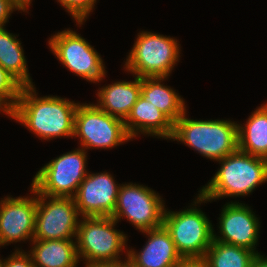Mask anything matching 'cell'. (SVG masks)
I'll return each instance as SVG.
<instances>
[{
    "label": "cell",
    "mask_w": 267,
    "mask_h": 267,
    "mask_svg": "<svg viewBox=\"0 0 267 267\" xmlns=\"http://www.w3.org/2000/svg\"><path fill=\"white\" fill-rule=\"evenodd\" d=\"M244 125L238 124V150L267 159V103L255 109Z\"/></svg>",
    "instance_id": "obj_20"
},
{
    "label": "cell",
    "mask_w": 267,
    "mask_h": 267,
    "mask_svg": "<svg viewBox=\"0 0 267 267\" xmlns=\"http://www.w3.org/2000/svg\"><path fill=\"white\" fill-rule=\"evenodd\" d=\"M82 219L75 240L78 258L87 262L85 267L121 262L120 252L127 251L125 247L127 236L114 229L118 222L112 217H82Z\"/></svg>",
    "instance_id": "obj_5"
},
{
    "label": "cell",
    "mask_w": 267,
    "mask_h": 267,
    "mask_svg": "<svg viewBox=\"0 0 267 267\" xmlns=\"http://www.w3.org/2000/svg\"><path fill=\"white\" fill-rule=\"evenodd\" d=\"M218 161L220 169L199 191L207 201L225 196H246L267 181L266 158L237 150Z\"/></svg>",
    "instance_id": "obj_2"
},
{
    "label": "cell",
    "mask_w": 267,
    "mask_h": 267,
    "mask_svg": "<svg viewBox=\"0 0 267 267\" xmlns=\"http://www.w3.org/2000/svg\"><path fill=\"white\" fill-rule=\"evenodd\" d=\"M0 66L22 86L33 85L21 42L4 27H0Z\"/></svg>",
    "instance_id": "obj_21"
},
{
    "label": "cell",
    "mask_w": 267,
    "mask_h": 267,
    "mask_svg": "<svg viewBox=\"0 0 267 267\" xmlns=\"http://www.w3.org/2000/svg\"><path fill=\"white\" fill-rule=\"evenodd\" d=\"M48 199V201H47ZM74 198L37 193V212L33 240L72 239L80 222Z\"/></svg>",
    "instance_id": "obj_11"
},
{
    "label": "cell",
    "mask_w": 267,
    "mask_h": 267,
    "mask_svg": "<svg viewBox=\"0 0 267 267\" xmlns=\"http://www.w3.org/2000/svg\"><path fill=\"white\" fill-rule=\"evenodd\" d=\"M56 58L76 75L89 82H100L106 77L101 56L83 37L67 29L55 33L48 41Z\"/></svg>",
    "instance_id": "obj_10"
},
{
    "label": "cell",
    "mask_w": 267,
    "mask_h": 267,
    "mask_svg": "<svg viewBox=\"0 0 267 267\" xmlns=\"http://www.w3.org/2000/svg\"><path fill=\"white\" fill-rule=\"evenodd\" d=\"M139 33L124 64L125 71L140 78L170 76L181 54L178 41L157 33Z\"/></svg>",
    "instance_id": "obj_6"
},
{
    "label": "cell",
    "mask_w": 267,
    "mask_h": 267,
    "mask_svg": "<svg viewBox=\"0 0 267 267\" xmlns=\"http://www.w3.org/2000/svg\"><path fill=\"white\" fill-rule=\"evenodd\" d=\"M174 267H206L203 259L183 258Z\"/></svg>",
    "instance_id": "obj_27"
},
{
    "label": "cell",
    "mask_w": 267,
    "mask_h": 267,
    "mask_svg": "<svg viewBox=\"0 0 267 267\" xmlns=\"http://www.w3.org/2000/svg\"><path fill=\"white\" fill-rule=\"evenodd\" d=\"M168 77L141 78L140 95L166 114L174 123L185 113L186 105L181 96L169 86L161 84Z\"/></svg>",
    "instance_id": "obj_19"
},
{
    "label": "cell",
    "mask_w": 267,
    "mask_h": 267,
    "mask_svg": "<svg viewBox=\"0 0 267 267\" xmlns=\"http://www.w3.org/2000/svg\"><path fill=\"white\" fill-rule=\"evenodd\" d=\"M30 251L34 267H77L79 258L76 241L32 240Z\"/></svg>",
    "instance_id": "obj_18"
},
{
    "label": "cell",
    "mask_w": 267,
    "mask_h": 267,
    "mask_svg": "<svg viewBox=\"0 0 267 267\" xmlns=\"http://www.w3.org/2000/svg\"><path fill=\"white\" fill-rule=\"evenodd\" d=\"M4 112V114L6 113L8 115L7 110L0 104V112Z\"/></svg>",
    "instance_id": "obj_31"
},
{
    "label": "cell",
    "mask_w": 267,
    "mask_h": 267,
    "mask_svg": "<svg viewBox=\"0 0 267 267\" xmlns=\"http://www.w3.org/2000/svg\"><path fill=\"white\" fill-rule=\"evenodd\" d=\"M79 26L90 15L97 0H58Z\"/></svg>",
    "instance_id": "obj_24"
},
{
    "label": "cell",
    "mask_w": 267,
    "mask_h": 267,
    "mask_svg": "<svg viewBox=\"0 0 267 267\" xmlns=\"http://www.w3.org/2000/svg\"><path fill=\"white\" fill-rule=\"evenodd\" d=\"M74 136L84 149H110L130 139L124 121L101 110L96 104L78 105L75 113Z\"/></svg>",
    "instance_id": "obj_8"
},
{
    "label": "cell",
    "mask_w": 267,
    "mask_h": 267,
    "mask_svg": "<svg viewBox=\"0 0 267 267\" xmlns=\"http://www.w3.org/2000/svg\"><path fill=\"white\" fill-rule=\"evenodd\" d=\"M119 188L109 172L88 173L74 196L81 217H111Z\"/></svg>",
    "instance_id": "obj_13"
},
{
    "label": "cell",
    "mask_w": 267,
    "mask_h": 267,
    "mask_svg": "<svg viewBox=\"0 0 267 267\" xmlns=\"http://www.w3.org/2000/svg\"><path fill=\"white\" fill-rule=\"evenodd\" d=\"M141 232L147 234L148 241L140 252L132 248L126 252L130 267H174L183 259L163 225Z\"/></svg>",
    "instance_id": "obj_15"
},
{
    "label": "cell",
    "mask_w": 267,
    "mask_h": 267,
    "mask_svg": "<svg viewBox=\"0 0 267 267\" xmlns=\"http://www.w3.org/2000/svg\"><path fill=\"white\" fill-rule=\"evenodd\" d=\"M86 153L84 148H77L51 160L36 173L31 187L45 196L74 198L89 173Z\"/></svg>",
    "instance_id": "obj_7"
},
{
    "label": "cell",
    "mask_w": 267,
    "mask_h": 267,
    "mask_svg": "<svg viewBox=\"0 0 267 267\" xmlns=\"http://www.w3.org/2000/svg\"><path fill=\"white\" fill-rule=\"evenodd\" d=\"M134 81H117L97 92L101 110L123 121L129 116L141 92V78L135 75Z\"/></svg>",
    "instance_id": "obj_17"
},
{
    "label": "cell",
    "mask_w": 267,
    "mask_h": 267,
    "mask_svg": "<svg viewBox=\"0 0 267 267\" xmlns=\"http://www.w3.org/2000/svg\"><path fill=\"white\" fill-rule=\"evenodd\" d=\"M79 103L58 96L37 97L34 85L22 86L17 102L8 112L44 140L74 137L75 113Z\"/></svg>",
    "instance_id": "obj_1"
},
{
    "label": "cell",
    "mask_w": 267,
    "mask_h": 267,
    "mask_svg": "<svg viewBox=\"0 0 267 267\" xmlns=\"http://www.w3.org/2000/svg\"><path fill=\"white\" fill-rule=\"evenodd\" d=\"M36 197H6L0 201V246L33 240L37 212Z\"/></svg>",
    "instance_id": "obj_12"
},
{
    "label": "cell",
    "mask_w": 267,
    "mask_h": 267,
    "mask_svg": "<svg viewBox=\"0 0 267 267\" xmlns=\"http://www.w3.org/2000/svg\"><path fill=\"white\" fill-rule=\"evenodd\" d=\"M3 260V267H34L30 253L16 249L14 253Z\"/></svg>",
    "instance_id": "obj_25"
},
{
    "label": "cell",
    "mask_w": 267,
    "mask_h": 267,
    "mask_svg": "<svg viewBox=\"0 0 267 267\" xmlns=\"http://www.w3.org/2000/svg\"><path fill=\"white\" fill-rule=\"evenodd\" d=\"M21 10L24 12L14 0H0V27H4L13 11Z\"/></svg>",
    "instance_id": "obj_26"
},
{
    "label": "cell",
    "mask_w": 267,
    "mask_h": 267,
    "mask_svg": "<svg viewBox=\"0 0 267 267\" xmlns=\"http://www.w3.org/2000/svg\"><path fill=\"white\" fill-rule=\"evenodd\" d=\"M125 130L132 140L138 133L171 140L174 122L141 95L124 121Z\"/></svg>",
    "instance_id": "obj_16"
},
{
    "label": "cell",
    "mask_w": 267,
    "mask_h": 267,
    "mask_svg": "<svg viewBox=\"0 0 267 267\" xmlns=\"http://www.w3.org/2000/svg\"><path fill=\"white\" fill-rule=\"evenodd\" d=\"M0 267H3V260L0 259Z\"/></svg>",
    "instance_id": "obj_32"
},
{
    "label": "cell",
    "mask_w": 267,
    "mask_h": 267,
    "mask_svg": "<svg viewBox=\"0 0 267 267\" xmlns=\"http://www.w3.org/2000/svg\"><path fill=\"white\" fill-rule=\"evenodd\" d=\"M222 208L219 217L220 236L213 233V240L221 243L240 246L249 249L256 254L259 220L251 208L239 202H228Z\"/></svg>",
    "instance_id": "obj_14"
},
{
    "label": "cell",
    "mask_w": 267,
    "mask_h": 267,
    "mask_svg": "<svg viewBox=\"0 0 267 267\" xmlns=\"http://www.w3.org/2000/svg\"><path fill=\"white\" fill-rule=\"evenodd\" d=\"M265 255H261L260 253L254 258L252 267H267V258Z\"/></svg>",
    "instance_id": "obj_29"
},
{
    "label": "cell",
    "mask_w": 267,
    "mask_h": 267,
    "mask_svg": "<svg viewBox=\"0 0 267 267\" xmlns=\"http://www.w3.org/2000/svg\"><path fill=\"white\" fill-rule=\"evenodd\" d=\"M171 139L218 162L238 150V124L230 120H193L185 112L174 123Z\"/></svg>",
    "instance_id": "obj_3"
},
{
    "label": "cell",
    "mask_w": 267,
    "mask_h": 267,
    "mask_svg": "<svg viewBox=\"0 0 267 267\" xmlns=\"http://www.w3.org/2000/svg\"><path fill=\"white\" fill-rule=\"evenodd\" d=\"M22 85L0 66V104L9 112L17 102Z\"/></svg>",
    "instance_id": "obj_23"
},
{
    "label": "cell",
    "mask_w": 267,
    "mask_h": 267,
    "mask_svg": "<svg viewBox=\"0 0 267 267\" xmlns=\"http://www.w3.org/2000/svg\"><path fill=\"white\" fill-rule=\"evenodd\" d=\"M126 261H121L118 263H105V264H95L88 267H130V264L127 259Z\"/></svg>",
    "instance_id": "obj_28"
},
{
    "label": "cell",
    "mask_w": 267,
    "mask_h": 267,
    "mask_svg": "<svg viewBox=\"0 0 267 267\" xmlns=\"http://www.w3.org/2000/svg\"><path fill=\"white\" fill-rule=\"evenodd\" d=\"M25 12L28 11V7L31 4L32 0H14Z\"/></svg>",
    "instance_id": "obj_30"
},
{
    "label": "cell",
    "mask_w": 267,
    "mask_h": 267,
    "mask_svg": "<svg viewBox=\"0 0 267 267\" xmlns=\"http://www.w3.org/2000/svg\"><path fill=\"white\" fill-rule=\"evenodd\" d=\"M165 205L161 196L147 186L122 184L113 215L117 222L126 218L141 231L155 229L163 225Z\"/></svg>",
    "instance_id": "obj_9"
},
{
    "label": "cell",
    "mask_w": 267,
    "mask_h": 267,
    "mask_svg": "<svg viewBox=\"0 0 267 267\" xmlns=\"http://www.w3.org/2000/svg\"><path fill=\"white\" fill-rule=\"evenodd\" d=\"M256 256L249 249L212 240L203 260L206 267H252Z\"/></svg>",
    "instance_id": "obj_22"
},
{
    "label": "cell",
    "mask_w": 267,
    "mask_h": 267,
    "mask_svg": "<svg viewBox=\"0 0 267 267\" xmlns=\"http://www.w3.org/2000/svg\"><path fill=\"white\" fill-rule=\"evenodd\" d=\"M198 194L194 207L179 212L165 209L163 226L169 232L178 253L182 258L203 259L213 240V225L197 204L206 203Z\"/></svg>",
    "instance_id": "obj_4"
}]
</instances>
